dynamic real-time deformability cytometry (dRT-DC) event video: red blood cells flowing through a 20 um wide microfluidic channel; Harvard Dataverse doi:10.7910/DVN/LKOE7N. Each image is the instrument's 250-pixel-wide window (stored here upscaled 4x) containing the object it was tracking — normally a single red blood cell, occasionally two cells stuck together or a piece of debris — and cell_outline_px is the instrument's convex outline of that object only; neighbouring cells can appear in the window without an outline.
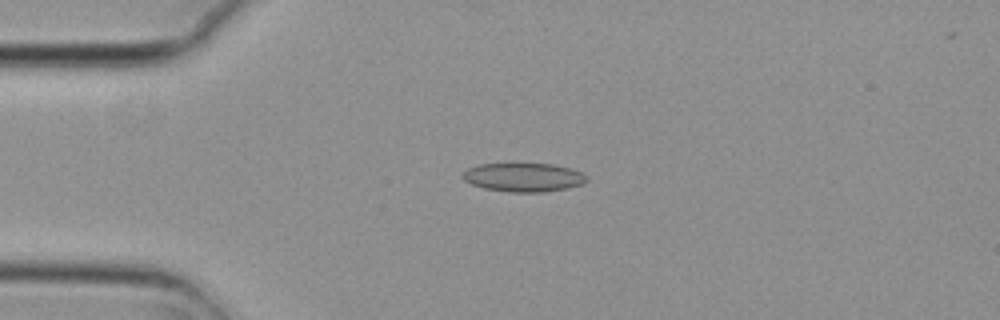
{"species": "common noctule bat (a hibernating species)", "species_latin": "Nyctalus noctula", "temperature_condition": "cold", "stored_images_in_passage": 7, "camera_frame_rate_fps": 3000, "um_per_image_px": 0.085, "animal": {"sex": "female", "body_mass_g": 29.2, "forearm_length_mm": 56.3}, "frame": {"image": 1, "passage_image": 3, "time_ms": 0.667, "image_size_px": [1000, 320], "cell_outline_px": [[588, 180], [580, 184], [568, 188], [544, 192], [512, 192], [484, 188], [472, 184], [464, 180], [460, 176], [468, 168], [480, 164], [552, 164], [572, 168], [588, 176]], "centroid_in_image_um": [44.51, 15.07], "position_along_channel_um": 40.5, "area_um2": 20.69}}
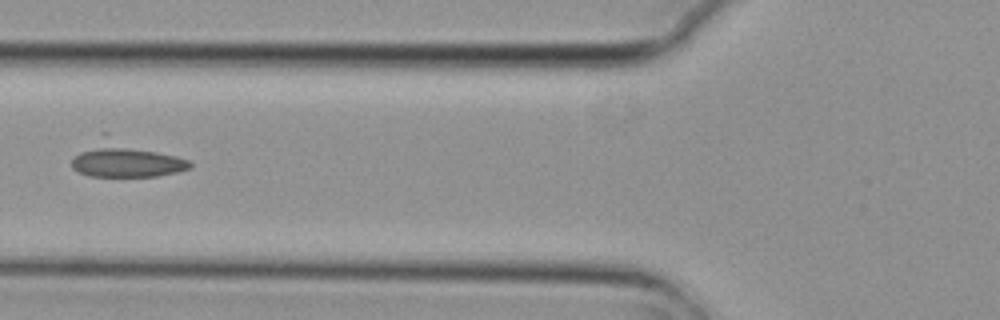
{"frame": {"image": 2, "passage_image": 5, "time_ms": 1.333, "image_size_px": [1000, 320], "cell_outline_px": [[192, 168], [176, 172], [156, 176], [88, 176], [72, 168], [72, 160], [100, 132], [108, 132], [188, 160], [192, 164]], "centroid_in_image_um": [10.65, 13.49], "position_along_channel_um": 115.1, "area_um2": 24.91}}
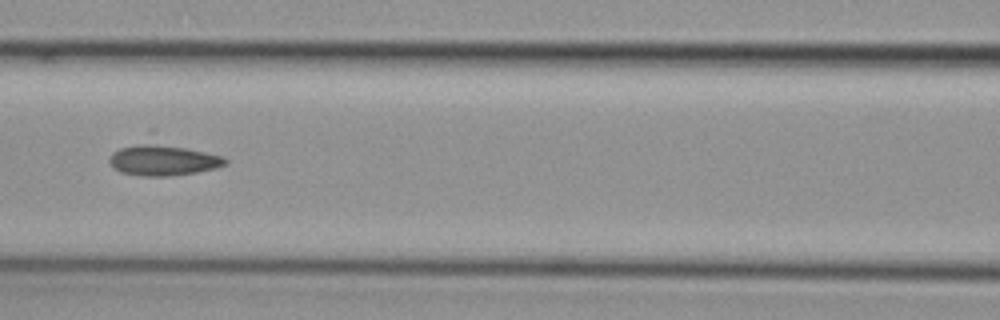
{"frame": {"image": 3, "passage_image": 6, "time_ms": 1.667, "image_size_px": [1000, 320], "cell_outline_px": [[228, 164], [216, 168], [196, 172], [168, 176], [140, 176], [120, 172], [112, 168], [108, 160], [112, 152], [120, 148], [140, 144], [152, 144], [184, 148], [204, 152], [220, 156], [228, 160]], "centroid_in_image_um": [13.82, 13.65], "position_along_channel_um": 152.8, "area_um2": 20.35}}